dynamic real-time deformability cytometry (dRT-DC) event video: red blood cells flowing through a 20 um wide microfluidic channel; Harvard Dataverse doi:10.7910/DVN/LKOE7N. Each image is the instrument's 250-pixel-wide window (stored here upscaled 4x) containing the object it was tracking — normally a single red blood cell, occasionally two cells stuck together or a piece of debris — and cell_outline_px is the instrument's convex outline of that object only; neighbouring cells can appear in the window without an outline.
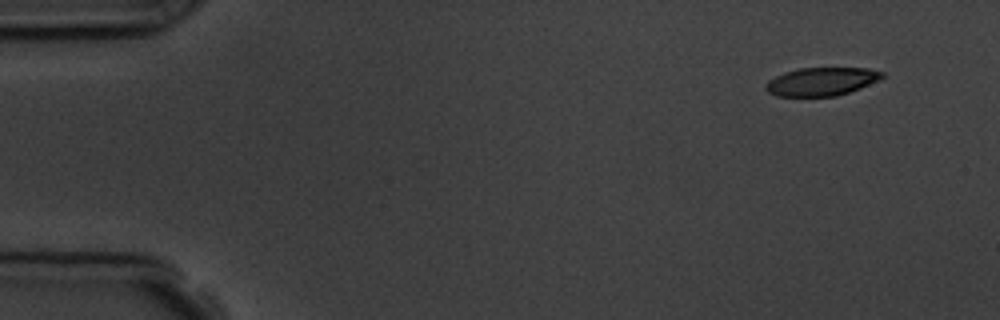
{"species": "common noctule bat (a hibernating species)", "species_latin": "Nyctalus noctula", "temperature_condition": "room temperature", "stored_images_in_passage": 3, "camera_frame_rate_fps": 3000, "um_per_image_px": 0.085, "animal": {"sex": "male", "body_mass_g": 19.5, "forearm_length_mm": 54.6}, "frame": {"image": 1, "passage_image": 1, "time_ms": 0.0, "image_size_px": [1000, 320], "cell_outline_px": [[884, 76], [880, 80], [860, 88], [836, 96], [776, 96], [768, 92], [764, 88], [764, 84], [768, 80], [784, 72], [800, 68], [868, 68], [884, 72]], "centroid_in_image_um": [69.82, 6.93], "position_along_channel_um": 15.2, "area_um2": 19.25}}
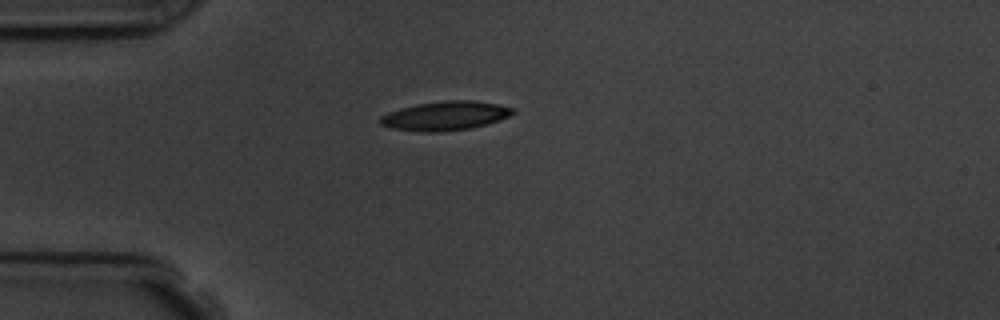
{"frame": {"image": 2, "passage_image": 3, "time_ms": 3.333, "image_size_px": [1000, 320], "cell_outline_px": [[516, 112], [500, 120], [488, 124], [472, 128], [440, 132], [424, 132], [392, 128], [380, 124], [380, 116], [388, 112], [400, 108], [416, 104], [444, 100], [472, 100], [496, 104], [516, 108]], "centroid_in_image_um": [37.87, 9.84], "position_along_channel_um": 47.1, "area_um2": 22.6}}